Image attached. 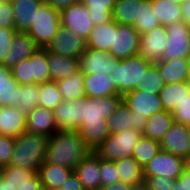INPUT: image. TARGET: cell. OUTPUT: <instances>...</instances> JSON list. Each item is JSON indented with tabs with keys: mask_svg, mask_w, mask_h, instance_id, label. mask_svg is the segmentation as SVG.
<instances>
[{
	"mask_svg": "<svg viewBox=\"0 0 190 190\" xmlns=\"http://www.w3.org/2000/svg\"><path fill=\"white\" fill-rule=\"evenodd\" d=\"M123 101L122 95L88 98L79 107L77 133L87 146L95 150L110 136L107 119L112 116Z\"/></svg>",
	"mask_w": 190,
	"mask_h": 190,
	"instance_id": "cell-1",
	"label": "cell"
},
{
	"mask_svg": "<svg viewBox=\"0 0 190 190\" xmlns=\"http://www.w3.org/2000/svg\"><path fill=\"white\" fill-rule=\"evenodd\" d=\"M91 152L76 130H58L48 137L46 161L74 170Z\"/></svg>",
	"mask_w": 190,
	"mask_h": 190,
	"instance_id": "cell-2",
	"label": "cell"
},
{
	"mask_svg": "<svg viewBox=\"0 0 190 190\" xmlns=\"http://www.w3.org/2000/svg\"><path fill=\"white\" fill-rule=\"evenodd\" d=\"M48 137L24 132L14 139V150L10 165L38 172L46 160Z\"/></svg>",
	"mask_w": 190,
	"mask_h": 190,
	"instance_id": "cell-3",
	"label": "cell"
},
{
	"mask_svg": "<svg viewBox=\"0 0 190 190\" xmlns=\"http://www.w3.org/2000/svg\"><path fill=\"white\" fill-rule=\"evenodd\" d=\"M154 63L144 59L141 55L121 59L115 64L111 77L119 95L124 96L135 90L143 82L148 69Z\"/></svg>",
	"mask_w": 190,
	"mask_h": 190,
	"instance_id": "cell-4",
	"label": "cell"
},
{
	"mask_svg": "<svg viewBox=\"0 0 190 190\" xmlns=\"http://www.w3.org/2000/svg\"><path fill=\"white\" fill-rule=\"evenodd\" d=\"M143 134L133 129L111 134L96 150L95 153L108 161L132 157L134 148Z\"/></svg>",
	"mask_w": 190,
	"mask_h": 190,
	"instance_id": "cell-5",
	"label": "cell"
},
{
	"mask_svg": "<svg viewBox=\"0 0 190 190\" xmlns=\"http://www.w3.org/2000/svg\"><path fill=\"white\" fill-rule=\"evenodd\" d=\"M61 27L60 11L50 6L46 1L37 11L34 24L27 31L41 48H46Z\"/></svg>",
	"mask_w": 190,
	"mask_h": 190,
	"instance_id": "cell-6",
	"label": "cell"
},
{
	"mask_svg": "<svg viewBox=\"0 0 190 190\" xmlns=\"http://www.w3.org/2000/svg\"><path fill=\"white\" fill-rule=\"evenodd\" d=\"M168 44L163 53L162 60L185 58L190 53V31L186 22L175 21L166 26Z\"/></svg>",
	"mask_w": 190,
	"mask_h": 190,
	"instance_id": "cell-7",
	"label": "cell"
},
{
	"mask_svg": "<svg viewBox=\"0 0 190 190\" xmlns=\"http://www.w3.org/2000/svg\"><path fill=\"white\" fill-rule=\"evenodd\" d=\"M61 26L73 31L76 35L83 37L85 40L94 28L90 13L87 7L78 1L68 8L60 11Z\"/></svg>",
	"mask_w": 190,
	"mask_h": 190,
	"instance_id": "cell-8",
	"label": "cell"
},
{
	"mask_svg": "<svg viewBox=\"0 0 190 190\" xmlns=\"http://www.w3.org/2000/svg\"><path fill=\"white\" fill-rule=\"evenodd\" d=\"M140 38L141 34L133 26L116 22V32H113L110 54L118 60L138 55Z\"/></svg>",
	"mask_w": 190,
	"mask_h": 190,
	"instance_id": "cell-9",
	"label": "cell"
},
{
	"mask_svg": "<svg viewBox=\"0 0 190 190\" xmlns=\"http://www.w3.org/2000/svg\"><path fill=\"white\" fill-rule=\"evenodd\" d=\"M185 159L170 152L160 150L144 166V176H162L177 179L183 172Z\"/></svg>",
	"mask_w": 190,
	"mask_h": 190,
	"instance_id": "cell-10",
	"label": "cell"
},
{
	"mask_svg": "<svg viewBox=\"0 0 190 190\" xmlns=\"http://www.w3.org/2000/svg\"><path fill=\"white\" fill-rule=\"evenodd\" d=\"M46 48L61 56L79 59L87 46L83 37L61 26Z\"/></svg>",
	"mask_w": 190,
	"mask_h": 190,
	"instance_id": "cell-11",
	"label": "cell"
},
{
	"mask_svg": "<svg viewBox=\"0 0 190 190\" xmlns=\"http://www.w3.org/2000/svg\"><path fill=\"white\" fill-rule=\"evenodd\" d=\"M118 61L108 51L86 48L79 58V69L83 74L103 73L111 75Z\"/></svg>",
	"mask_w": 190,
	"mask_h": 190,
	"instance_id": "cell-12",
	"label": "cell"
},
{
	"mask_svg": "<svg viewBox=\"0 0 190 190\" xmlns=\"http://www.w3.org/2000/svg\"><path fill=\"white\" fill-rule=\"evenodd\" d=\"M160 149L185 159L190 154V126L174 122L160 141Z\"/></svg>",
	"mask_w": 190,
	"mask_h": 190,
	"instance_id": "cell-13",
	"label": "cell"
},
{
	"mask_svg": "<svg viewBox=\"0 0 190 190\" xmlns=\"http://www.w3.org/2000/svg\"><path fill=\"white\" fill-rule=\"evenodd\" d=\"M168 41L166 27H155L141 35L138 55L153 63L161 61Z\"/></svg>",
	"mask_w": 190,
	"mask_h": 190,
	"instance_id": "cell-14",
	"label": "cell"
},
{
	"mask_svg": "<svg viewBox=\"0 0 190 190\" xmlns=\"http://www.w3.org/2000/svg\"><path fill=\"white\" fill-rule=\"evenodd\" d=\"M106 121L110 135L128 129L143 133L146 128L147 118L144 115H136V113L131 111L122 101L116 111Z\"/></svg>",
	"mask_w": 190,
	"mask_h": 190,
	"instance_id": "cell-15",
	"label": "cell"
},
{
	"mask_svg": "<svg viewBox=\"0 0 190 190\" xmlns=\"http://www.w3.org/2000/svg\"><path fill=\"white\" fill-rule=\"evenodd\" d=\"M123 102L136 115H144L146 118L164 110L159 94L143 92L138 88L125 94Z\"/></svg>",
	"mask_w": 190,
	"mask_h": 190,
	"instance_id": "cell-16",
	"label": "cell"
},
{
	"mask_svg": "<svg viewBox=\"0 0 190 190\" xmlns=\"http://www.w3.org/2000/svg\"><path fill=\"white\" fill-rule=\"evenodd\" d=\"M39 49L40 47L30 34L17 31L13 37L12 46L2 64L12 69L21 61L30 58Z\"/></svg>",
	"mask_w": 190,
	"mask_h": 190,
	"instance_id": "cell-17",
	"label": "cell"
},
{
	"mask_svg": "<svg viewBox=\"0 0 190 190\" xmlns=\"http://www.w3.org/2000/svg\"><path fill=\"white\" fill-rule=\"evenodd\" d=\"M86 103V96L72 101L63 100L54 111V122L58 130H77L79 127V107Z\"/></svg>",
	"mask_w": 190,
	"mask_h": 190,
	"instance_id": "cell-18",
	"label": "cell"
},
{
	"mask_svg": "<svg viewBox=\"0 0 190 190\" xmlns=\"http://www.w3.org/2000/svg\"><path fill=\"white\" fill-rule=\"evenodd\" d=\"M84 190H100V157L92 151L73 170Z\"/></svg>",
	"mask_w": 190,
	"mask_h": 190,
	"instance_id": "cell-19",
	"label": "cell"
},
{
	"mask_svg": "<svg viewBox=\"0 0 190 190\" xmlns=\"http://www.w3.org/2000/svg\"><path fill=\"white\" fill-rule=\"evenodd\" d=\"M44 2L45 0H10L16 31L27 32L30 29L37 17V11Z\"/></svg>",
	"mask_w": 190,
	"mask_h": 190,
	"instance_id": "cell-20",
	"label": "cell"
},
{
	"mask_svg": "<svg viewBox=\"0 0 190 190\" xmlns=\"http://www.w3.org/2000/svg\"><path fill=\"white\" fill-rule=\"evenodd\" d=\"M26 132L51 136L58 131L54 122V111L42 107L34 108L26 121Z\"/></svg>",
	"mask_w": 190,
	"mask_h": 190,
	"instance_id": "cell-21",
	"label": "cell"
},
{
	"mask_svg": "<svg viewBox=\"0 0 190 190\" xmlns=\"http://www.w3.org/2000/svg\"><path fill=\"white\" fill-rule=\"evenodd\" d=\"M43 49L47 52L50 81L64 80L80 71L78 58H68Z\"/></svg>",
	"mask_w": 190,
	"mask_h": 190,
	"instance_id": "cell-22",
	"label": "cell"
},
{
	"mask_svg": "<svg viewBox=\"0 0 190 190\" xmlns=\"http://www.w3.org/2000/svg\"><path fill=\"white\" fill-rule=\"evenodd\" d=\"M84 89L88 98L119 95L109 74H84Z\"/></svg>",
	"mask_w": 190,
	"mask_h": 190,
	"instance_id": "cell-23",
	"label": "cell"
},
{
	"mask_svg": "<svg viewBox=\"0 0 190 190\" xmlns=\"http://www.w3.org/2000/svg\"><path fill=\"white\" fill-rule=\"evenodd\" d=\"M26 121L18 107H0V135L16 138L26 132Z\"/></svg>",
	"mask_w": 190,
	"mask_h": 190,
	"instance_id": "cell-24",
	"label": "cell"
},
{
	"mask_svg": "<svg viewBox=\"0 0 190 190\" xmlns=\"http://www.w3.org/2000/svg\"><path fill=\"white\" fill-rule=\"evenodd\" d=\"M164 84L189 82L188 64L185 58L161 60L154 63Z\"/></svg>",
	"mask_w": 190,
	"mask_h": 190,
	"instance_id": "cell-25",
	"label": "cell"
},
{
	"mask_svg": "<svg viewBox=\"0 0 190 190\" xmlns=\"http://www.w3.org/2000/svg\"><path fill=\"white\" fill-rule=\"evenodd\" d=\"M37 173L44 189L59 190L62 184L73 173V170L68 167L48 163L45 160Z\"/></svg>",
	"mask_w": 190,
	"mask_h": 190,
	"instance_id": "cell-26",
	"label": "cell"
},
{
	"mask_svg": "<svg viewBox=\"0 0 190 190\" xmlns=\"http://www.w3.org/2000/svg\"><path fill=\"white\" fill-rule=\"evenodd\" d=\"M113 32H116L114 20L95 25L86 40L87 48L110 52L111 45H113Z\"/></svg>",
	"mask_w": 190,
	"mask_h": 190,
	"instance_id": "cell-27",
	"label": "cell"
},
{
	"mask_svg": "<svg viewBox=\"0 0 190 190\" xmlns=\"http://www.w3.org/2000/svg\"><path fill=\"white\" fill-rule=\"evenodd\" d=\"M19 83L12 76L11 69L0 64V107H18Z\"/></svg>",
	"mask_w": 190,
	"mask_h": 190,
	"instance_id": "cell-28",
	"label": "cell"
},
{
	"mask_svg": "<svg viewBox=\"0 0 190 190\" xmlns=\"http://www.w3.org/2000/svg\"><path fill=\"white\" fill-rule=\"evenodd\" d=\"M173 123L172 112L163 110L147 118L146 128L142 134L151 140L160 142Z\"/></svg>",
	"mask_w": 190,
	"mask_h": 190,
	"instance_id": "cell-29",
	"label": "cell"
},
{
	"mask_svg": "<svg viewBox=\"0 0 190 190\" xmlns=\"http://www.w3.org/2000/svg\"><path fill=\"white\" fill-rule=\"evenodd\" d=\"M188 93H190L189 82L164 84L163 89L159 93L164 110L172 112Z\"/></svg>",
	"mask_w": 190,
	"mask_h": 190,
	"instance_id": "cell-30",
	"label": "cell"
},
{
	"mask_svg": "<svg viewBox=\"0 0 190 190\" xmlns=\"http://www.w3.org/2000/svg\"><path fill=\"white\" fill-rule=\"evenodd\" d=\"M120 182L129 185L144 182V167H142L133 157H123L114 161Z\"/></svg>",
	"mask_w": 190,
	"mask_h": 190,
	"instance_id": "cell-31",
	"label": "cell"
},
{
	"mask_svg": "<svg viewBox=\"0 0 190 190\" xmlns=\"http://www.w3.org/2000/svg\"><path fill=\"white\" fill-rule=\"evenodd\" d=\"M139 5H142V0H117L112 10V20L133 26L138 20Z\"/></svg>",
	"mask_w": 190,
	"mask_h": 190,
	"instance_id": "cell-32",
	"label": "cell"
},
{
	"mask_svg": "<svg viewBox=\"0 0 190 190\" xmlns=\"http://www.w3.org/2000/svg\"><path fill=\"white\" fill-rule=\"evenodd\" d=\"M154 11L161 26H168L175 21H182V8L171 0H152Z\"/></svg>",
	"mask_w": 190,
	"mask_h": 190,
	"instance_id": "cell-33",
	"label": "cell"
},
{
	"mask_svg": "<svg viewBox=\"0 0 190 190\" xmlns=\"http://www.w3.org/2000/svg\"><path fill=\"white\" fill-rule=\"evenodd\" d=\"M89 10L90 18L95 25L112 20V10L117 0H80Z\"/></svg>",
	"mask_w": 190,
	"mask_h": 190,
	"instance_id": "cell-34",
	"label": "cell"
},
{
	"mask_svg": "<svg viewBox=\"0 0 190 190\" xmlns=\"http://www.w3.org/2000/svg\"><path fill=\"white\" fill-rule=\"evenodd\" d=\"M39 93L40 84L38 83L19 86L17 96L18 108L20 113L26 118L34 108L39 107Z\"/></svg>",
	"mask_w": 190,
	"mask_h": 190,
	"instance_id": "cell-35",
	"label": "cell"
},
{
	"mask_svg": "<svg viewBox=\"0 0 190 190\" xmlns=\"http://www.w3.org/2000/svg\"><path fill=\"white\" fill-rule=\"evenodd\" d=\"M63 100L72 101L78 97L85 96L84 74L79 71L67 79L56 82Z\"/></svg>",
	"mask_w": 190,
	"mask_h": 190,
	"instance_id": "cell-36",
	"label": "cell"
},
{
	"mask_svg": "<svg viewBox=\"0 0 190 190\" xmlns=\"http://www.w3.org/2000/svg\"><path fill=\"white\" fill-rule=\"evenodd\" d=\"M158 26L160 23L154 11L152 0H142V5H139L138 20L135 21L133 27L141 35H144Z\"/></svg>",
	"mask_w": 190,
	"mask_h": 190,
	"instance_id": "cell-37",
	"label": "cell"
},
{
	"mask_svg": "<svg viewBox=\"0 0 190 190\" xmlns=\"http://www.w3.org/2000/svg\"><path fill=\"white\" fill-rule=\"evenodd\" d=\"M160 150V142L142 135L134 148L132 157L144 167Z\"/></svg>",
	"mask_w": 190,
	"mask_h": 190,
	"instance_id": "cell-38",
	"label": "cell"
},
{
	"mask_svg": "<svg viewBox=\"0 0 190 190\" xmlns=\"http://www.w3.org/2000/svg\"><path fill=\"white\" fill-rule=\"evenodd\" d=\"M32 77L35 83H44L50 81V71L48 66L47 52L39 49L30 57Z\"/></svg>",
	"mask_w": 190,
	"mask_h": 190,
	"instance_id": "cell-39",
	"label": "cell"
},
{
	"mask_svg": "<svg viewBox=\"0 0 190 190\" xmlns=\"http://www.w3.org/2000/svg\"><path fill=\"white\" fill-rule=\"evenodd\" d=\"M62 101L63 98L56 82L40 83L39 107L54 110Z\"/></svg>",
	"mask_w": 190,
	"mask_h": 190,
	"instance_id": "cell-40",
	"label": "cell"
},
{
	"mask_svg": "<svg viewBox=\"0 0 190 190\" xmlns=\"http://www.w3.org/2000/svg\"><path fill=\"white\" fill-rule=\"evenodd\" d=\"M35 174V171L15 165H9L4 168H0V177L5 182L11 184L14 187H18L20 184L25 182L26 179L32 178Z\"/></svg>",
	"mask_w": 190,
	"mask_h": 190,
	"instance_id": "cell-41",
	"label": "cell"
},
{
	"mask_svg": "<svg viewBox=\"0 0 190 190\" xmlns=\"http://www.w3.org/2000/svg\"><path fill=\"white\" fill-rule=\"evenodd\" d=\"M163 87V79L158 68L153 64L146 72L143 82L139 85L138 89L151 94H159Z\"/></svg>",
	"mask_w": 190,
	"mask_h": 190,
	"instance_id": "cell-42",
	"label": "cell"
},
{
	"mask_svg": "<svg viewBox=\"0 0 190 190\" xmlns=\"http://www.w3.org/2000/svg\"><path fill=\"white\" fill-rule=\"evenodd\" d=\"M100 178L101 187H106L120 182L114 161H108L100 158Z\"/></svg>",
	"mask_w": 190,
	"mask_h": 190,
	"instance_id": "cell-43",
	"label": "cell"
},
{
	"mask_svg": "<svg viewBox=\"0 0 190 190\" xmlns=\"http://www.w3.org/2000/svg\"><path fill=\"white\" fill-rule=\"evenodd\" d=\"M12 76L19 83V85L34 84V78L32 77V70L30 64V58L21 61L11 69Z\"/></svg>",
	"mask_w": 190,
	"mask_h": 190,
	"instance_id": "cell-44",
	"label": "cell"
},
{
	"mask_svg": "<svg viewBox=\"0 0 190 190\" xmlns=\"http://www.w3.org/2000/svg\"><path fill=\"white\" fill-rule=\"evenodd\" d=\"M14 137L0 135V168L10 165L14 150Z\"/></svg>",
	"mask_w": 190,
	"mask_h": 190,
	"instance_id": "cell-45",
	"label": "cell"
},
{
	"mask_svg": "<svg viewBox=\"0 0 190 190\" xmlns=\"http://www.w3.org/2000/svg\"><path fill=\"white\" fill-rule=\"evenodd\" d=\"M174 122L190 126V93L184 100L172 111Z\"/></svg>",
	"mask_w": 190,
	"mask_h": 190,
	"instance_id": "cell-46",
	"label": "cell"
},
{
	"mask_svg": "<svg viewBox=\"0 0 190 190\" xmlns=\"http://www.w3.org/2000/svg\"><path fill=\"white\" fill-rule=\"evenodd\" d=\"M0 27L15 29V20L10 0H0Z\"/></svg>",
	"mask_w": 190,
	"mask_h": 190,
	"instance_id": "cell-47",
	"label": "cell"
},
{
	"mask_svg": "<svg viewBox=\"0 0 190 190\" xmlns=\"http://www.w3.org/2000/svg\"><path fill=\"white\" fill-rule=\"evenodd\" d=\"M176 179L162 176H146L145 182L149 190H173Z\"/></svg>",
	"mask_w": 190,
	"mask_h": 190,
	"instance_id": "cell-48",
	"label": "cell"
},
{
	"mask_svg": "<svg viewBox=\"0 0 190 190\" xmlns=\"http://www.w3.org/2000/svg\"><path fill=\"white\" fill-rule=\"evenodd\" d=\"M16 32V29L0 28V64L4 62Z\"/></svg>",
	"mask_w": 190,
	"mask_h": 190,
	"instance_id": "cell-49",
	"label": "cell"
},
{
	"mask_svg": "<svg viewBox=\"0 0 190 190\" xmlns=\"http://www.w3.org/2000/svg\"><path fill=\"white\" fill-rule=\"evenodd\" d=\"M173 190H190V169L186 166L180 177L175 180Z\"/></svg>",
	"mask_w": 190,
	"mask_h": 190,
	"instance_id": "cell-50",
	"label": "cell"
},
{
	"mask_svg": "<svg viewBox=\"0 0 190 190\" xmlns=\"http://www.w3.org/2000/svg\"><path fill=\"white\" fill-rule=\"evenodd\" d=\"M16 190H44V187L38 173H36L32 178L26 179L25 182L20 184Z\"/></svg>",
	"mask_w": 190,
	"mask_h": 190,
	"instance_id": "cell-51",
	"label": "cell"
},
{
	"mask_svg": "<svg viewBox=\"0 0 190 190\" xmlns=\"http://www.w3.org/2000/svg\"><path fill=\"white\" fill-rule=\"evenodd\" d=\"M59 190H84L78 177L73 172L68 179L62 184Z\"/></svg>",
	"mask_w": 190,
	"mask_h": 190,
	"instance_id": "cell-52",
	"label": "cell"
},
{
	"mask_svg": "<svg viewBox=\"0 0 190 190\" xmlns=\"http://www.w3.org/2000/svg\"><path fill=\"white\" fill-rule=\"evenodd\" d=\"M80 0H46V2L58 11L68 8Z\"/></svg>",
	"mask_w": 190,
	"mask_h": 190,
	"instance_id": "cell-53",
	"label": "cell"
},
{
	"mask_svg": "<svg viewBox=\"0 0 190 190\" xmlns=\"http://www.w3.org/2000/svg\"><path fill=\"white\" fill-rule=\"evenodd\" d=\"M181 8H182V20L186 22L190 31V0H185L181 4Z\"/></svg>",
	"mask_w": 190,
	"mask_h": 190,
	"instance_id": "cell-54",
	"label": "cell"
},
{
	"mask_svg": "<svg viewBox=\"0 0 190 190\" xmlns=\"http://www.w3.org/2000/svg\"><path fill=\"white\" fill-rule=\"evenodd\" d=\"M100 190H130V185L127 183L118 182L106 187H101Z\"/></svg>",
	"mask_w": 190,
	"mask_h": 190,
	"instance_id": "cell-55",
	"label": "cell"
},
{
	"mask_svg": "<svg viewBox=\"0 0 190 190\" xmlns=\"http://www.w3.org/2000/svg\"><path fill=\"white\" fill-rule=\"evenodd\" d=\"M130 190H149V189L147 183L144 181L130 185Z\"/></svg>",
	"mask_w": 190,
	"mask_h": 190,
	"instance_id": "cell-56",
	"label": "cell"
},
{
	"mask_svg": "<svg viewBox=\"0 0 190 190\" xmlns=\"http://www.w3.org/2000/svg\"><path fill=\"white\" fill-rule=\"evenodd\" d=\"M17 187L12 186L11 184L5 182L1 177H0V190H16Z\"/></svg>",
	"mask_w": 190,
	"mask_h": 190,
	"instance_id": "cell-57",
	"label": "cell"
},
{
	"mask_svg": "<svg viewBox=\"0 0 190 190\" xmlns=\"http://www.w3.org/2000/svg\"><path fill=\"white\" fill-rule=\"evenodd\" d=\"M185 166L190 169V154L185 158Z\"/></svg>",
	"mask_w": 190,
	"mask_h": 190,
	"instance_id": "cell-58",
	"label": "cell"
},
{
	"mask_svg": "<svg viewBox=\"0 0 190 190\" xmlns=\"http://www.w3.org/2000/svg\"><path fill=\"white\" fill-rule=\"evenodd\" d=\"M186 60H187V64H188V72H189V78H190V53L186 57Z\"/></svg>",
	"mask_w": 190,
	"mask_h": 190,
	"instance_id": "cell-59",
	"label": "cell"
},
{
	"mask_svg": "<svg viewBox=\"0 0 190 190\" xmlns=\"http://www.w3.org/2000/svg\"><path fill=\"white\" fill-rule=\"evenodd\" d=\"M171 1H174V2H176L177 4H182L185 0H171Z\"/></svg>",
	"mask_w": 190,
	"mask_h": 190,
	"instance_id": "cell-60",
	"label": "cell"
}]
</instances>
